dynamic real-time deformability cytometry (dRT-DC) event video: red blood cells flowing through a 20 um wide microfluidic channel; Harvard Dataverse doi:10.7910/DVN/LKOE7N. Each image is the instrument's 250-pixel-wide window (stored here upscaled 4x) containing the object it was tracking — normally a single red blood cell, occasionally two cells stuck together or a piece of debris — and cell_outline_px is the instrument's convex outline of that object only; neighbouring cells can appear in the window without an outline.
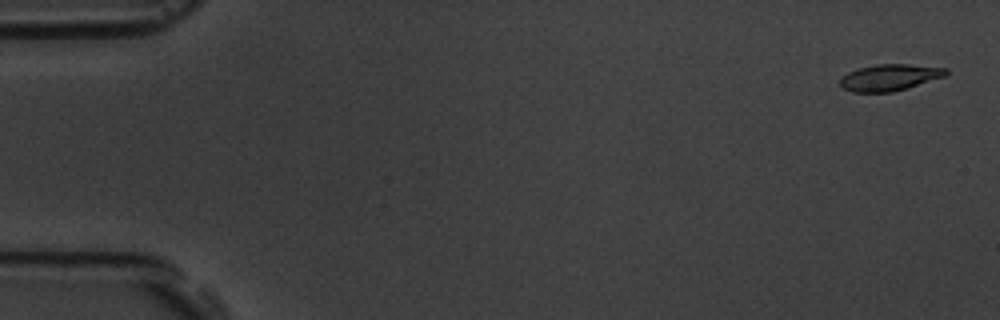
{"species": "common noctule bat (a hibernating species)", "species_latin": "Nyctalus noctula", "temperature_condition": "room temperature", "stored_images_in_passage": 3, "camera_frame_rate_fps": 3000, "um_per_image_px": 0.085, "animal": {"sex": "male", "body_mass_g": 19.5, "forearm_length_mm": 54.6}, "frame": {"image": 1, "passage_image": 1, "time_ms": 0.0, "image_size_px": [1000, 320], "cell_outline_px": [[948, 72], [944, 76], [908, 88], [892, 92], [852, 92], [844, 88], [840, 84], [840, 80], [848, 72], [856, 68], [876, 64], [908, 64], [948, 68]], "centroid_in_image_um": [75.62, 6.57], "position_along_channel_um": 9.4, "area_um2": 16.3}}